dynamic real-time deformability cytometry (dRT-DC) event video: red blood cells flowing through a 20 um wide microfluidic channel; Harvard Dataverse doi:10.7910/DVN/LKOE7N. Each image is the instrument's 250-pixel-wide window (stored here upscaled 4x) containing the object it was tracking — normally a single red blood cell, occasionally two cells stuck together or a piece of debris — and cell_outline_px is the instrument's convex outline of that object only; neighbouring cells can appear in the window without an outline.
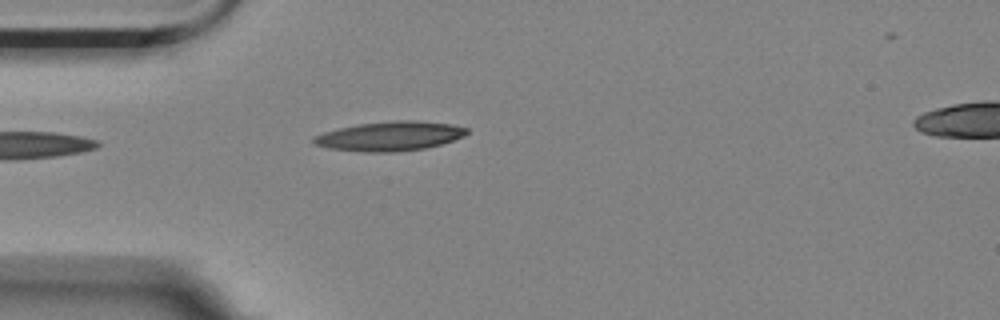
{"species": "Egyptian fruit bat (a non-hibernating species)", "species_latin": "Rousettus aegyptiacus", "temperature_condition": "room temperature", "stored_images_in_passage": 20, "camera_frame_rate_fps": 3000, "um_per_image_px": 0.085, "animal": {"sex": "female"}, "frame": {"image": 1, "passage_image": 1, "time_ms": 0.0, "image_size_px": [1000, 320], "cell_outline_px": [[468, 132], [464, 136], [440, 144], [424, 148], [396, 152], [368, 152], [328, 148], [316, 144], [312, 140], [316, 136], [324, 132], [340, 128], [360, 124], [392, 120], [416, 120], [452, 124], [468, 128]], "centroid_in_image_um": [33.18, 11.56], "position_along_channel_um": 51.8, "area_um2": 25.95}}
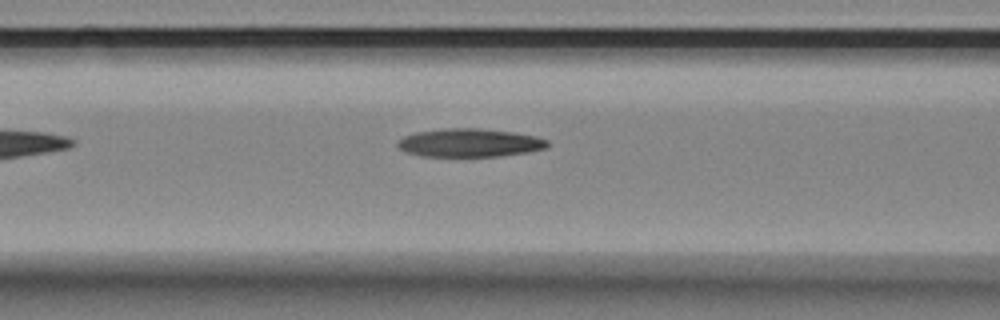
{"frame": {"image": 2, "passage_image": 8, "time_ms": 2.333, "image_size_px": [1000, 320], "cell_outline_px": [[548, 148], [528, 152], [500, 156], [420, 156], [408, 152], [400, 148], [396, 144], [404, 136], [416, 132], [444, 128], [480, 128], [512, 132], [536, 136], [548, 140]], "centroid_in_image_um": [39.95, 12.13], "position_along_channel_um": 126.7, "area_um2": 24.68}}
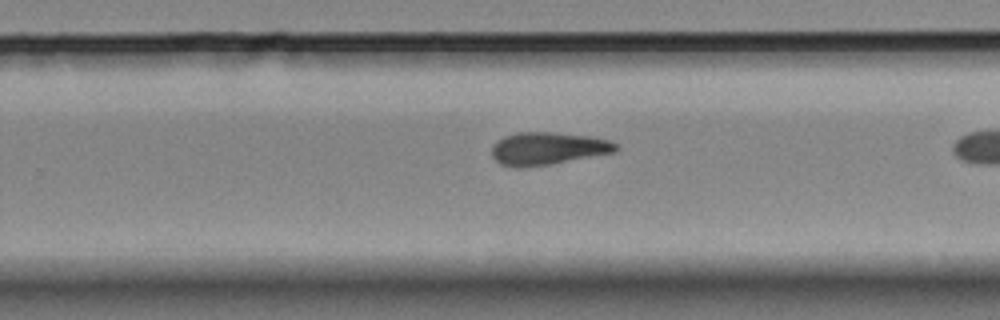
{"frame": {"image": 3, "passage_image": 18, "time_ms": 5.667, "image_size_px": [1000, 320], "cell_outline_px": [[620, 148], [616, 152], [552, 164], [528, 168], [512, 168], [500, 164], [492, 156], [492, 148], [504, 136], [520, 132], [556, 132], [592, 136], [608, 140], [616, 144]], "centroid_in_image_um": [46.59, 12.64], "position_along_channel_um": 283.2, "area_um2": 23.87}}